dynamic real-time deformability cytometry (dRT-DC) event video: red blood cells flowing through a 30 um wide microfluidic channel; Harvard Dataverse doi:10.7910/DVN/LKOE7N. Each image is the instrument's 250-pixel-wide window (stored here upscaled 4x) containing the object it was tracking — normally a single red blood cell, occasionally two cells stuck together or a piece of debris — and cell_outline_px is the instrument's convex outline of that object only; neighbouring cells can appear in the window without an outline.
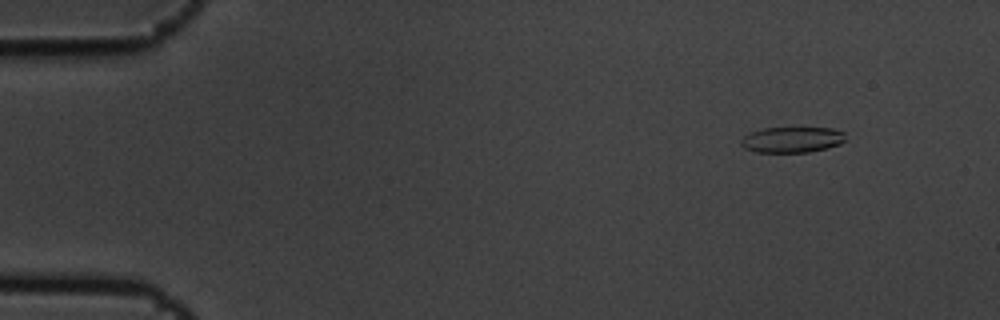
{"species": "common noctule bat (a hibernating species)", "species_latin": "Nyctalus noctula", "temperature_condition": "cold", "stored_images_in_passage": 4, "camera_frame_rate_fps": 3000, "um_per_image_px": 0.085, "animal": {"sex": "male", "body_mass_g": 19.5, "forearm_length_mm": 54.6}, "frame": {"image": 1, "passage_image": 1, "time_ms": 0.0, "image_size_px": [1000, 320], "cell_outline_px": [[844, 140], [840, 144], [808, 152], [756, 152], [744, 148], [740, 144], [740, 140], [744, 136], [752, 132], [764, 128], [832, 128], [844, 132]], "centroid_in_image_um": [67.29, 11.87], "position_along_channel_um": 17.7, "area_um2": 15.49}}